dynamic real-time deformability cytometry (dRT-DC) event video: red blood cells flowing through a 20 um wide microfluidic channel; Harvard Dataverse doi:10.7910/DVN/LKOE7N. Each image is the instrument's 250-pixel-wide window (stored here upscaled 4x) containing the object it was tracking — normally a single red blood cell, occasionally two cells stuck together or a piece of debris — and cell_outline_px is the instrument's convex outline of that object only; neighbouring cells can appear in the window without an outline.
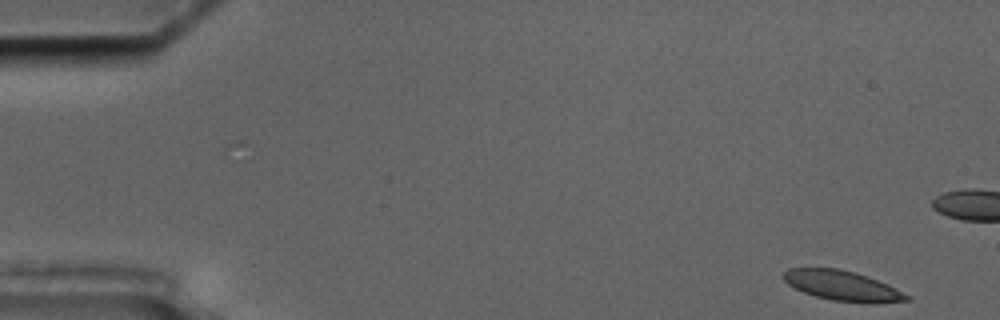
{"species": "common noctule bat (a hibernating species)", "species_latin": "Nyctalus noctula", "temperature_condition": "cold", "stored_images_in_passage": 5, "camera_frame_rate_fps": 3000, "um_per_image_px": 0.085, "animal": {"sex": "male", "body_mass_g": 17.5, "forearm_length_mm": 52.3}, "frame": {"image": 1, "passage_image": 1, "time_ms": 0.0, "image_size_px": [1000, 320], "cell_outline_px": [[912, 300], [872, 304], [868, 304], [832, 300], [816, 296], [804, 292], [788, 284], [784, 280], [784, 272], [788, 268], [840, 268], [856, 272], [868, 276], [888, 284], [912, 296]], "centroid_in_image_um": [71.69, 24.3], "position_along_channel_um": 13.3, "area_um2": 21.79}}